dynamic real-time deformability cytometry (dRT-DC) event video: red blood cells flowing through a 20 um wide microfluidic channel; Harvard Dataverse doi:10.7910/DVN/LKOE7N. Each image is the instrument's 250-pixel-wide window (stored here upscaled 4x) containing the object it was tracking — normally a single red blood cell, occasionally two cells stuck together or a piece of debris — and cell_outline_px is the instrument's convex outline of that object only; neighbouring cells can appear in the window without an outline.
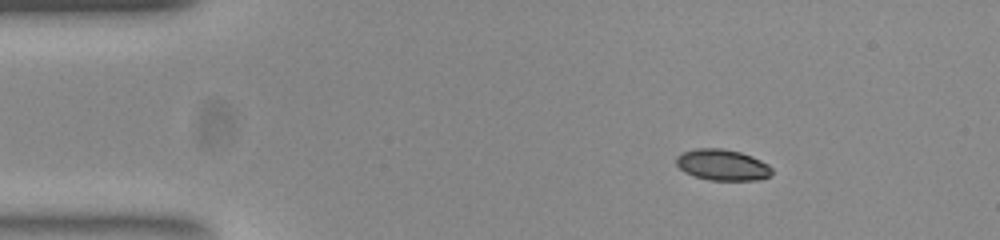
{"species": "common noctule bat (a hibernating species)", "species_latin": "Nyctalus noctula", "temperature_condition": "room temperature", "stored_images_in_passage": 46, "camera_frame_rate_fps": 3000, "um_per_image_px": 0.085, "animal": {"sex": "female", "body_mass_g": 23.0, "forearm_length_mm": 53.4}, "frame": {"image": 1, "passage_image": 1, "time_ms": 0.0, "image_size_px": [1000, 240], "cell_outline_px": [[772, 172], [768, 176], [756, 180], [708, 180], [684, 172], [676, 164], [676, 156], [684, 152], [696, 148], [720, 148], [740, 152], [752, 156], [768, 164], [772, 168]], "centroid_in_image_um": [61.39, 14.01], "position_along_channel_um": 23.6, "area_um2": 17.22}}
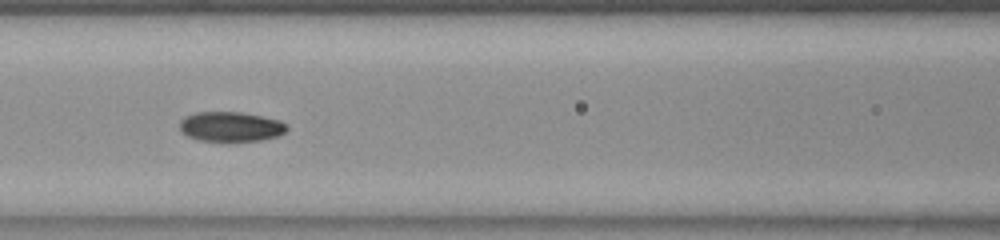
{"frame": {"image": 2, "passage_image": 16, "time_ms": 5.0, "image_size_px": [1000, 240], "cell_outline_px": [[288, 128], [284, 132], [276, 136], [260, 140], [200, 140], [188, 136], [180, 132], [180, 120], [184, 116], [196, 112], [240, 112], [280, 120], [288, 124]], "centroid_in_image_um": [19.59, 10.74], "position_along_channel_um": 147.0, "area_um2": 18.38}}
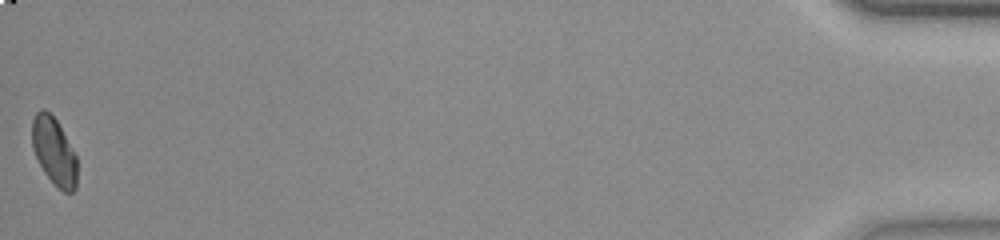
{"frame": {"image": 3, "passage_image": 46, "time_ms": 15.0, "image_size_px": [1000, 240], "cell_outline_px": [[76, 188], [72, 192], [64, 192], [44, 172], [32, 148], [32, 120], [36, 112], [40, 108], [44, 108], [56, 120], [76, 156]], "centroid_in_image_um": [4.57, 12.83], "position_along_channel_um": 430.6, "area_um2": 17.28}, "authors_computed_cell_mechanics": {"area_um2": 18.2937, "velocity_mm_per_s": 3.8679, "shape_relaxation_time_tau1_ms": 4.3483, "shape_relaxation_time_tau2_ms": 2.8058, "deformation_change_tau1": 0.1138, "deformation_change_tau2": 0.0454}}